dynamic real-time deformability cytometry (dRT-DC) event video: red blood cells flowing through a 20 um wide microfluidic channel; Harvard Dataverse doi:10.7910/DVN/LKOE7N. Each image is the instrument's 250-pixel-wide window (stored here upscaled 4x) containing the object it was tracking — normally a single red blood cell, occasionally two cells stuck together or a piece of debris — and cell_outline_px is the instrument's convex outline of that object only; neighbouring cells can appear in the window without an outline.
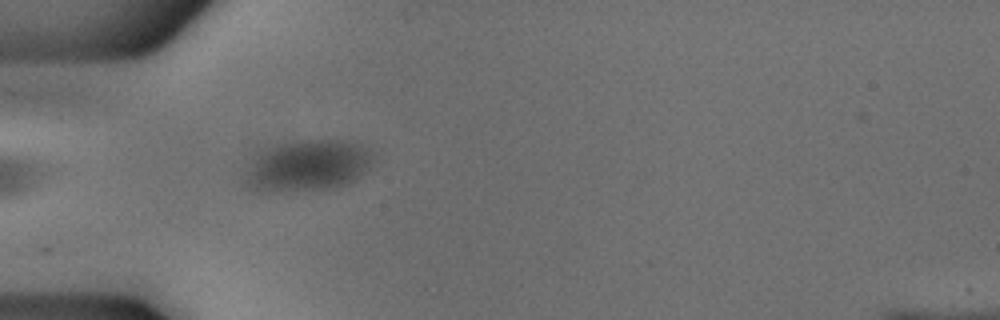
{"species": "common noctule bat (a hibernating species)", "species_latin": "Nyctalus noctula", "temperature_condition": "cold", "stored_images_in_passage": 24, "camera_frame_rate_fps": 3000, "um_per_image_px": 0.085, "animal": {"sex": "male", "body_mass_g": 18.8}, "frame": {"image": 1, "passage_image": 1, "time_ms": 0.0, "image_size_px": [1000, 320], "cell_outline_px": [[376, 152], [368, 168], [364, 172], [352, 180], [344, 184], [328, 188], [260, 192], [244, 180], [244, 172], [252, 160], [260, 152], [276, 144], [300, 140], [344, 140], [360, 144]], "centroid_in_image_um": [26.16, 14.04], "position_along_channel_um": 58.8, "area_um2": 37.92}}
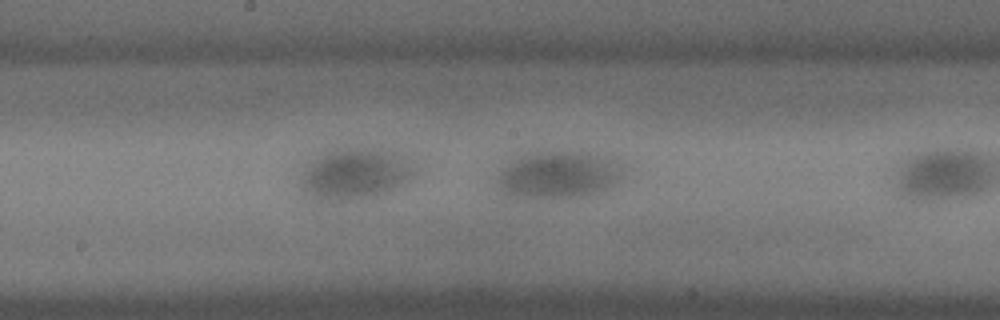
{"frame": {"image": 2, "passage_image": 10, "time_ms": 3.0, "image_size_px": [1000, 320], "cell_outline_px": [[628, 168], [612, 188], [604, 192], [588, 196], [508, 196], [500, 192], [496, 180], [496, 176], [504, 164], [524, 152], [560, 148], [580, 148], [608, 156], [624, 164]], "centroid_in_image_um": [47.55, 14.75], "position_along_channel_um": 200.7, "area_um2": 36.76}}